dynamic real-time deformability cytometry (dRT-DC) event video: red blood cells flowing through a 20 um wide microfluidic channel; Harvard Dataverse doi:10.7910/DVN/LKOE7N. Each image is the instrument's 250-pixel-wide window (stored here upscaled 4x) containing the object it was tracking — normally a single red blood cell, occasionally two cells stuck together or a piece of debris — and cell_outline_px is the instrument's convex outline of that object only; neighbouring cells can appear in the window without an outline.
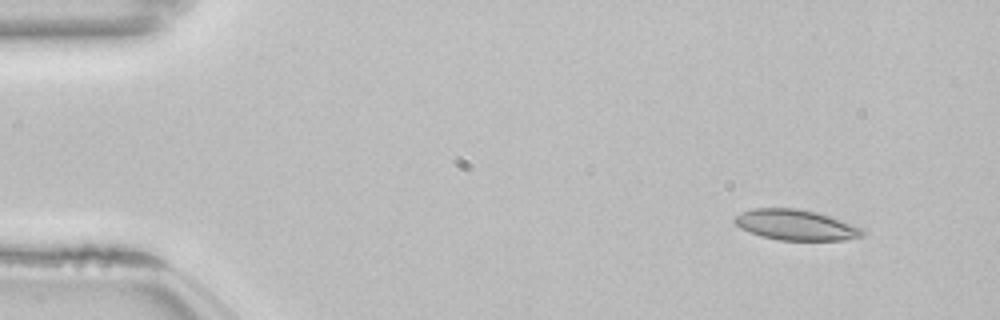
{"species": "common noctule bat (a hibernating species)", "species_latin": "Nyctalus noctula", "temperature_condition": "room temperature", "stored_images_in_passage": 49, "camera_frame_rate_fps": 3000, "um_per_image_px": 0.085, "animal": {"sex": "female", "body_mass_g": 22.7, "forearm_length_mm": 54.2}, "frame": {"image": 1, "passage_image": 1, "time_ms": 0.0, "image_size_px": [1000, 320], "cell_outline_px": [[864, 236], [844, 240], [780, 240], [760, 236], [740, 228], [732, 220], [736, 216], [744, 212], [756, 208], [796, 208], [816, 212], [852, 224], [860, 228], [864, 232]], "centroid_in_image_um": [67.63, 19.13], "position_along_channel_um": 17.4, "area_um2": 22.48}}
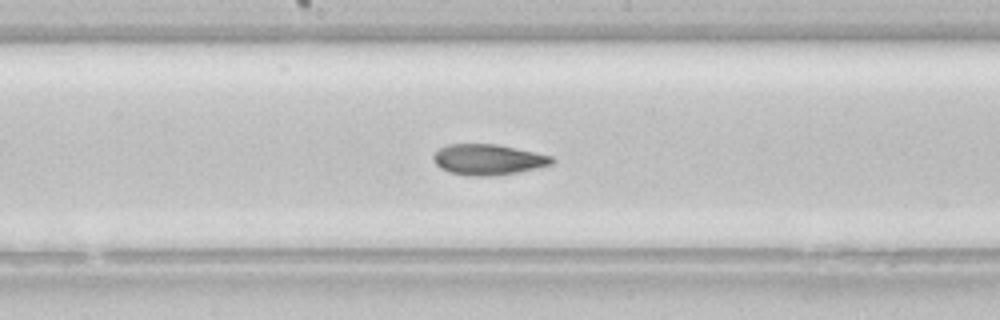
{"frame": {"image": 2, "passage_image": 24, "time_ms": 7.667, "image_size_px": [1000, 320], "cell_outline_px": [[556, 160], [552, 164], [536, 168], [516, 172], [488, 176], [476, 176], [448, 172], [440, 168], [436, 164], [432, 156], [440, 148], [448, 144], [496, 144], [552, 156]], "centroid_in_image_um": [41.47, 13.56], "position_along_channel_um": 206.7, "area_um2": 20.92}}
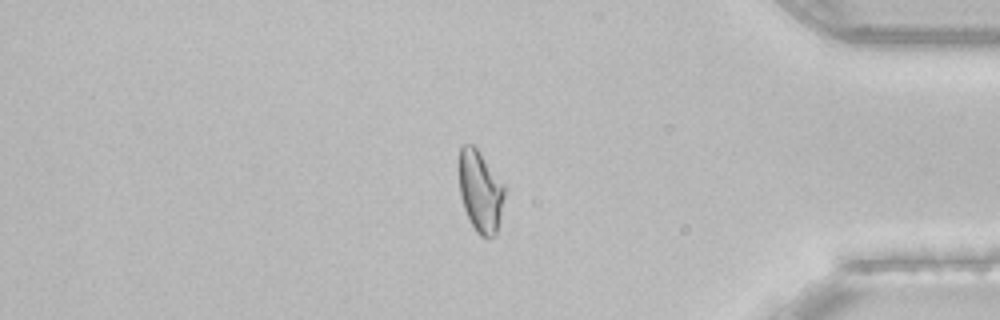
{"frame": {"image": 3, "passage_image": 41, "time_ms": 13.333, "image_size_px": [1000, 320], "cell_outline_px": [[508, 188], [500, 220], [496, 232], [488, 240], [480, 236], [476, 232], [464, 208], [460, 196], [456, 168], [456, 164], [460, 144], [472, 144], [480, 152]], "centroid_in_image_um": [40.81, 16.2], "position_along_channel_um": 394.4, "area_um2": 22.77}, "authors_computed_cell_mechanics": {"area_um2": 22.253, "velocity_mm_per_s": 3.8467, "shape_relaxation_time_tau1_ms": null, "shape_relaxation_time_tau2_ms": 2.4041, "deformation_change_tau1": null, "deformation_change_tau2": 0.0836}}